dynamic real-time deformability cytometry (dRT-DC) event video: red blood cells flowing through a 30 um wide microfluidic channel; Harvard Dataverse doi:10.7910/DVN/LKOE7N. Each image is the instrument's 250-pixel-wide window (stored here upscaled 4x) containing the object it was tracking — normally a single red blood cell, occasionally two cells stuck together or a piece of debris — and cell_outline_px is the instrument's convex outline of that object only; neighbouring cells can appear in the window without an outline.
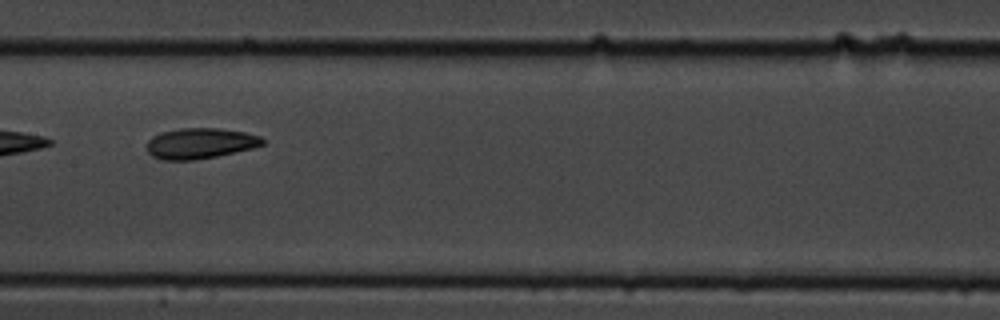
{"species": "common noctule bat (a hibernating species)", "species_latin": "Nyctalus noctula", "temperature_condition": "cold", "stored_images_in_passage": 9, "camera_frame_rate_fps": 3000, "um_per_image_px": 0.085, "animal": {"sex": "male", "body_mass_g": 19.5, "forearm_length_mm": 54.6}, "frame": {"image": 1, "passage_image": 6, "time_ms": 6.0, "image_size_px": [1000, 320], "cell_outline_px": [[264, 144], [252, 148], [216, 156], [196, 160], [164, 160], [152, 156], [148, 152], [148, 140], [152, 136], [160, 132], [180, 128], [220, 128], [244, 132], [260, 136], [264, 140]], "centroid_in_image_um": [17.0, 12.18], "position_along_channel_um": 190.4, "area_um2": 20.63}}
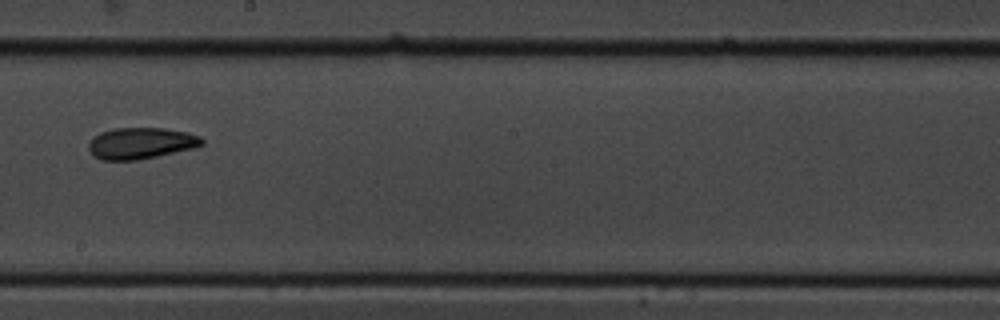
{"frame": {"image": 2, "passage_image": 7, "time_ms": 7.333, "image_size_px": [1000, 320], "cell_outline_px": [[204, 144], [192, 148], [156, 156], [136, 160], [104, 160], [96, 156], [88, 148], [88, 144], [100, 132], [116, 128], [164, 128], [188, 132], [200, 136], [204, 140]], "centroid_in_image_um": [12.01, 12.16], "position_along_channel_um": 236.2, "area_um2": 20.4}}
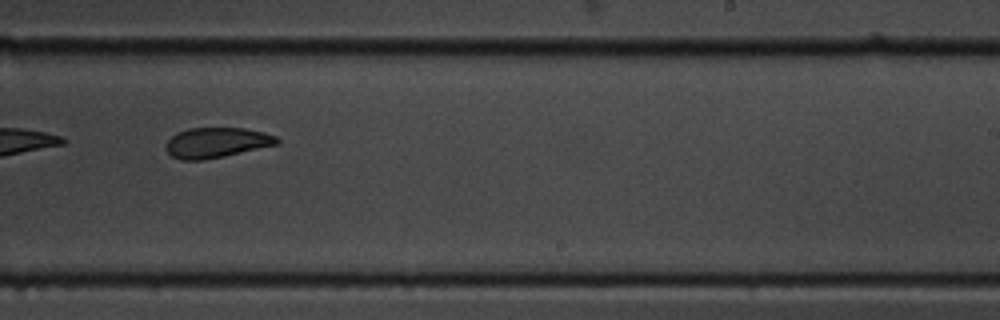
{"frame": {"image": 3, "passage_image": 8, "time_ms": 8.333, "image_size_px": [1000, 320], "cell_outline_px": [[280, 144], [224, 156], [204, 160], [180, 160], [172, 156], [164, 148], [168, 140], [176, 132], [188, 128], [244, 128], [264, 132], [276, 136], [280, 140]], "centroid_in_image_um": [18.41, 12.12], "position_along_channel_um": 270.6, "area_um2": 19.71}}